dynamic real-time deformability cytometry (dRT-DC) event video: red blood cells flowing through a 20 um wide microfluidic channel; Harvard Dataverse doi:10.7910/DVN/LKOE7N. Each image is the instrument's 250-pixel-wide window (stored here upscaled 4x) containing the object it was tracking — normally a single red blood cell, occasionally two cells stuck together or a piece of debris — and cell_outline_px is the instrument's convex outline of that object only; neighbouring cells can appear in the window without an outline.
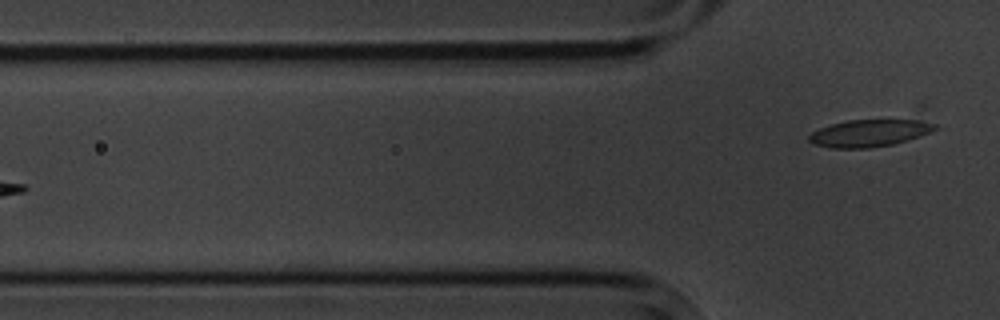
{"species": "common noctule bat (a hibernating species)", "species_latin": "Nyctalus noctula", "temperature_condition": "cold", "stored_images_in_passage": 4, "segment_of_instrument_passage": [2, 2], "camera_frame_rate_fps": 3000, "um_per_image_px": 0.085, "animal": {"sex": "male", "body_mass_g": 20.1, "forearm_length_mm": 53.5}, "frame": {"image": 1, "passage_image": 4, "time_ms": 3.333, "image_size_px": [1000, 320], "cell_outline_px": [[940, 128], [920, 136], [892, 144], [868, 148], [828, 148], [812, 144], [808, 140], [808, 136], [812, 132], [820, 128], [832, 124], [848, 120], [916, 120], [936, 124]], "centroid_in_image_um": [73.86, 11.32], "position_along_channel_um": 51.9, "area_um2": 19.83}}